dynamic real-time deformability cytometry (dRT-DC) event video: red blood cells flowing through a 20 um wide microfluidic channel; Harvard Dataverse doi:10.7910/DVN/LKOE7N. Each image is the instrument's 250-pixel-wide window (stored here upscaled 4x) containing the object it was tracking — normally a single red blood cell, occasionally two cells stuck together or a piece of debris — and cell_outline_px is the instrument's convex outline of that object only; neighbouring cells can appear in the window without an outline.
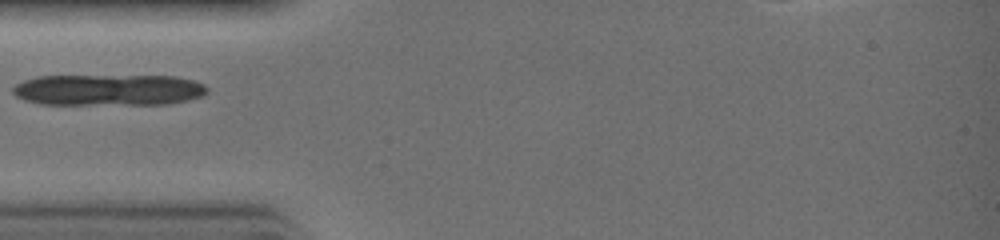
{"species": "common noctule bat (a hibernating species)", "species_latin": "Nyctalus noctula", "temperature_condition": "warm", "stored_images_in_passage": 20, "camera_frame_rate_fps": 3000, "um_per_image_px": 0.085, "animal": {"sex": "female", "body_mass_g": 19.0, "forearm_length_mm": 51.5}, "frame": {"image": 1, "passage_image": 1, "time_ms": 0.0, "image_size_px": [1000, 240], "cell_outline_px": [[208, 92], [204, 96], [188, 100], [168, 104], [40, 104], [24, 100], [16, 96], [12, 92], [12, 88], [16, 84], [24, 80], [36, 76], [176, 76], [192, 80], [204, 84], [208, 88]], "centroid_in_image_um": [9.23, 7.64], "position_along_channel_um": 75.8, "area_um2": 35.66}}
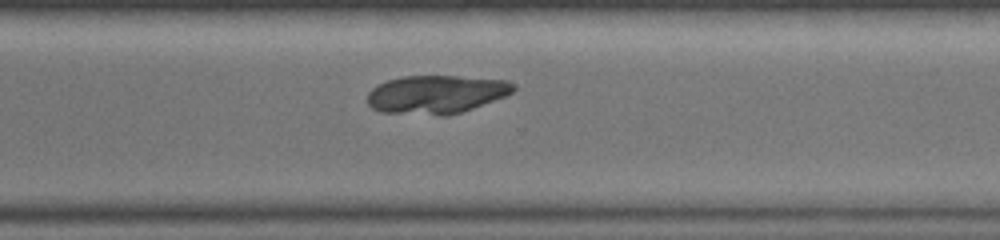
{"frame": {"image": 2, "passage_image": 14, "time_ms": 4.333, "image_size_px": [1000, 240], "cell_outline_px": [[516, 88], [512, 92], [504, 96], [472, 108], [448, 116], [440, 116], [380, 112], [372, 108], [368, 104], [368, 92], [372, 88], [388, 80], [400, 76], [460, 76], [508, 80], [516, 84]], "centroid_in_image_um": [37.07, 8.02], "position_along_channel_um": 333.5, "area_um2": 32.77}}
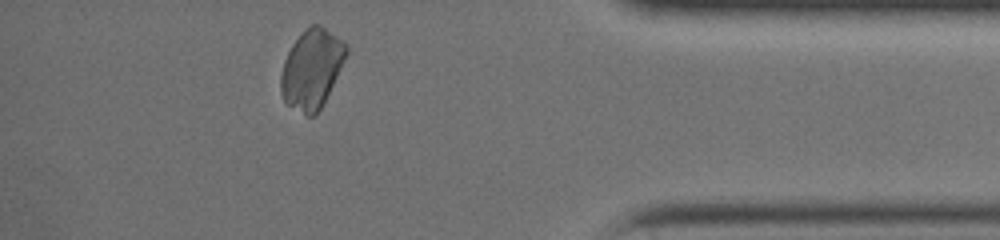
{"frame": {"image": 3, "passage_image": 19, "time_ms": 6.0, "image_size_px": [1000, 240], "cell_outline_px": [[348, 52], [320, 108], [312, 116], [308, 116], [288, 104], [284, 100], [280, 92], [280, 76], [284, 60], [292, 44], [312, 24], [320, 24], [348, 44]], "centroid_in_image_um": [26.49, 5.83], "position_along_channel_um": 408.7, "area_um2": 29.48}}